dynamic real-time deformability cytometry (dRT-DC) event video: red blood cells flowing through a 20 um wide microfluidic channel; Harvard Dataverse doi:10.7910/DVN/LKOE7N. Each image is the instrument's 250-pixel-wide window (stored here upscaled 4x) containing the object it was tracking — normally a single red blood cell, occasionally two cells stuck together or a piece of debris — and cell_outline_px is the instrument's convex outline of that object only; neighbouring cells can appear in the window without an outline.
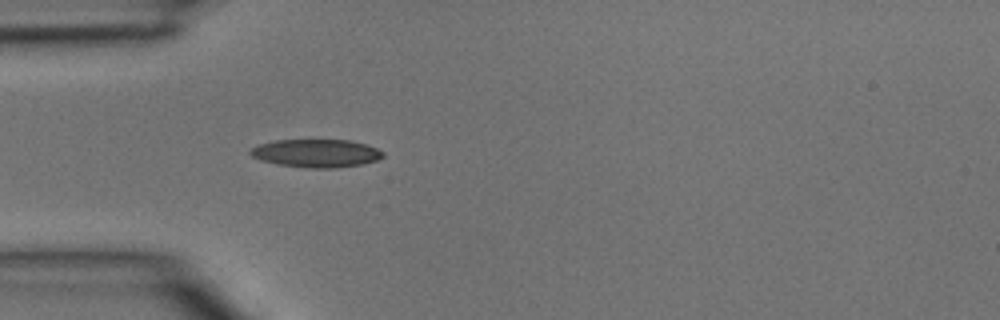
{"species": "common noctule bat (a hibernating species)", "species_latin": "Nyctalus noctula", "temperature_condition": "room temperature", "stored_images_in_passage": 3, "camera_frame_rate_fps": 3000, "um_per_image_px": 0.085, "animal": {"sex": "male", "body_mass_g": 15.6}, "frame": {"image": 1, "passage_image": 3, "time_ms": 0.667, "image_size_px": [1000, 320], "cell_outline_px": [[384, 156], [376, 160], [360, 164], [332, 168], [312, 168], [280, 164], [260, 160], [252, 156], [248, 152], [252, 148], [260, 144], [276, 140], [352, 140], [376, 148], [384, 152]], "centroid_in_image_um": [26.88, 13.02], "position_along_channel_um": 58.1, "area_um2": 21.39}}